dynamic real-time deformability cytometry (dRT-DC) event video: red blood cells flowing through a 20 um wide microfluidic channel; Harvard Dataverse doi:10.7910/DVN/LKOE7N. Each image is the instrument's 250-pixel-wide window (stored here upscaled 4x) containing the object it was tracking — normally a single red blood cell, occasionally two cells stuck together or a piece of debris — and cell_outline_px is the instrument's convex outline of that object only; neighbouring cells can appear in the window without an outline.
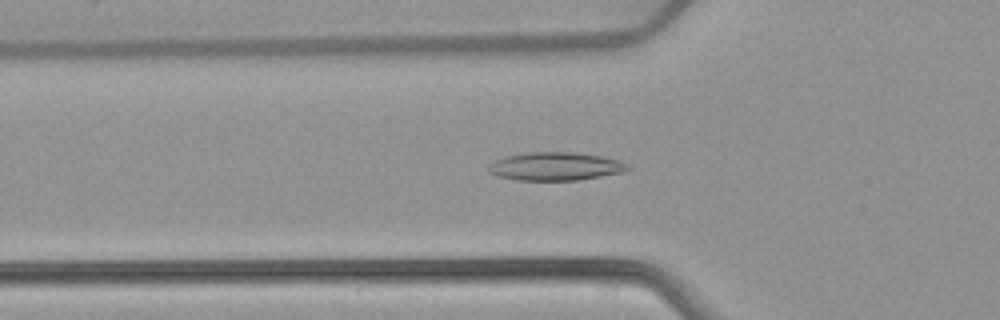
{"species": "common noctule bat (a hibernating species)", "species_latin": "Nyctalus noctula", "temperature_condition": "warm", "stored_images_in_passage": 33, "camera_frame_rate_fps": 3000, "um_per_image_px": 0.085, "animal": {"sex": "female", "body_mass_g": 22.7, "forearm_length_mm": 54.2}, "frame": {"image": 1, "passage_image": 5, "time_ms": 1.333, "image_size_px": [1000, 320], "cell_outline_px": [[632, 168], [624, 172], [576, 180], [516, 180], [500, 176], [488, 172], [488, 164], [504, 156], [532, 152], [572, 152], [600, 156], [620, 160], [628, 164]], "centroid_in_image_um": [47.22, 14.14], "position_along_channel_um": 78.6, "area_um2": 22.83}}
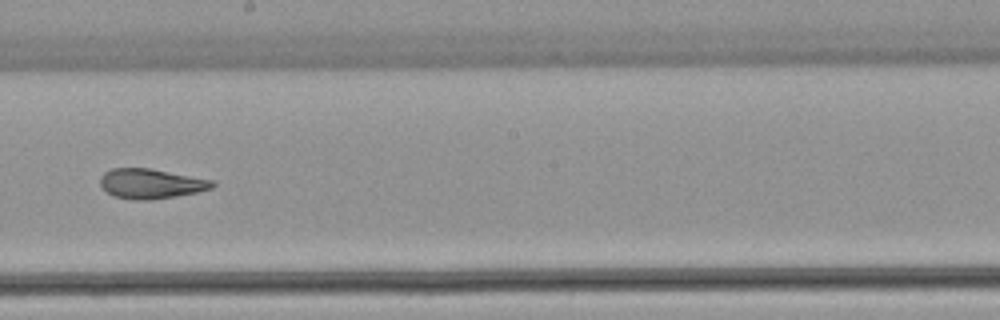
{"frame": {"image": 2, "passage_image": 17, "time_ms": 5.333, "image_size_px": [1000, 320], "cell_outline_px": [[216, 184], [212, 188], [196, 192], [176, 196], [152, 200], [136, 200], [112, 196], [100, 184], [100, 176], [104, 172], [112, 168], [152, 168], [212, 180]], "centroid_in_image_um": [12.82, 15.61], "position_along_channel_um": 235.4, "area_um2": 19.54}}
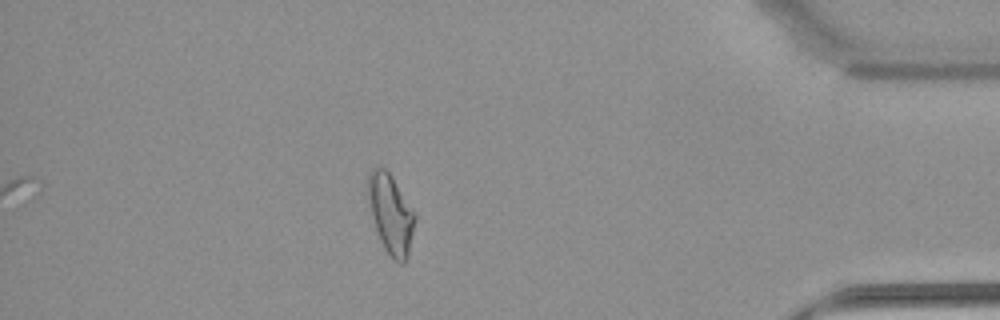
{"frame": {"image": 3, "passage_image": 33, "time_ms": 10.667, "image_size_px": [1000, 320], "cell_outline_px": [[416, 220], [408, 256], [404, 264], [400, 264], [384, 248], [376, 228], [372, 216], [368, 196], [368, 172], [376, 164], [380, 164], [392, 176], [416, 212]], "centroid_in_image_um": [33.24, 18.13], "position_along_channel_um": 402.0, "area_um2": 21.79}, "authors_computed_cell_mechanics": {"area_um2": 19.7098, "velocity_mm_per_s": 3.9083, "shape_relaxation_time_tau1_ms": null, "shape_relaxation_time_tau2_ms": 2.6606, "deformation_change_tau1": null, "deformation_change_tau2": 0.0934}}